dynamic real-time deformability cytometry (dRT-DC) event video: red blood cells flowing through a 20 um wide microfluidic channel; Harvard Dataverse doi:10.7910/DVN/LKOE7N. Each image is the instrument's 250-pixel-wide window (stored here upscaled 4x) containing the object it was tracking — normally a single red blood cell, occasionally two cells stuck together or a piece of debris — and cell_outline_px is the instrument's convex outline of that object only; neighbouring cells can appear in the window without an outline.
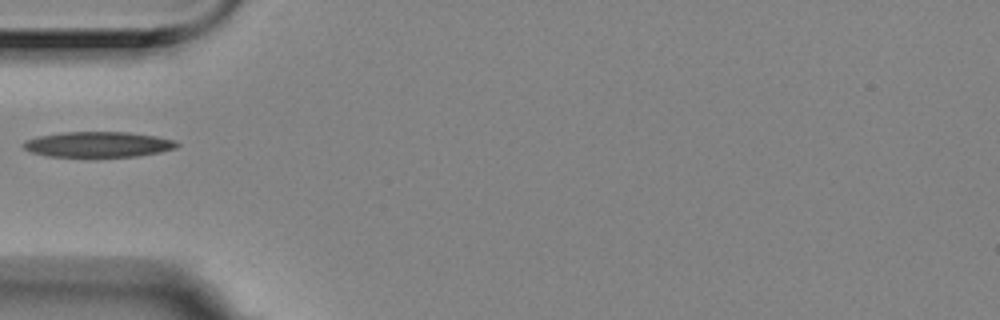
{"species": "Egyptian fruit bat (a non-hibernating species)", "species_latin": "Rousettus aegyptiacus", "temperature_condition": "room temperature", "stored_images_in_passage": 38, "camera_frame_rate_fps": 3000, "um_per_image_px": 0.085, "animal": {"sex": "female"}, "frame": {"image": 1, "passage_image": 1, "time_ms": 0.0, "image_size_px": [1000, 320], "cell_outline_px": [[180, 144], [176, 148], [160, 152], [136, 156], [48, 156], [32, 152], [24, 148], [20, 144], [24, 140], [40, 136], [60, 132], [128, 132], [156, 136], [176, 140]], "centroid_in_image_um": [8.35, 12.26], "position_along_channel_um": 76.6, "area_um2": 22.72}}
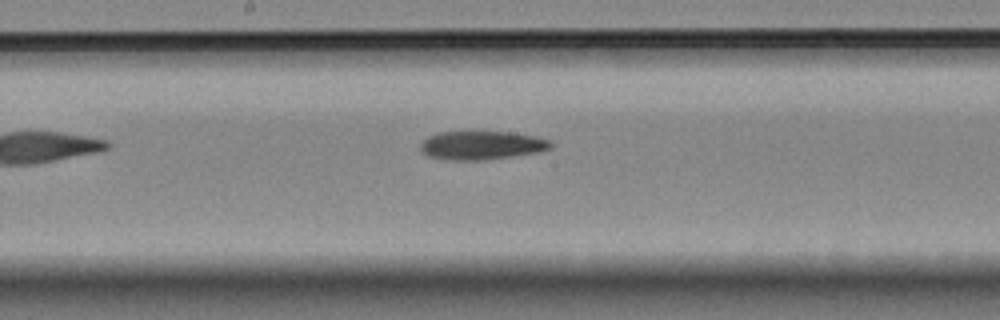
{"frame": {"image": 2, "passage_image": 12, "time_ms": 3.667, "image_size_px": [1000, 320], "cell_outline_px": [[552, 148], [536, 152], [484, 160], [448, 160], [428, 156], [420, 148], [420, 144], [428, 136], [436, 132], [516, 132], [536, 136], [548, 140], [552, 144]], "centroid_in_image_um": [40.92, 12.34], "position_along_channel_um": 207.3, "area_um2": 21.62}}
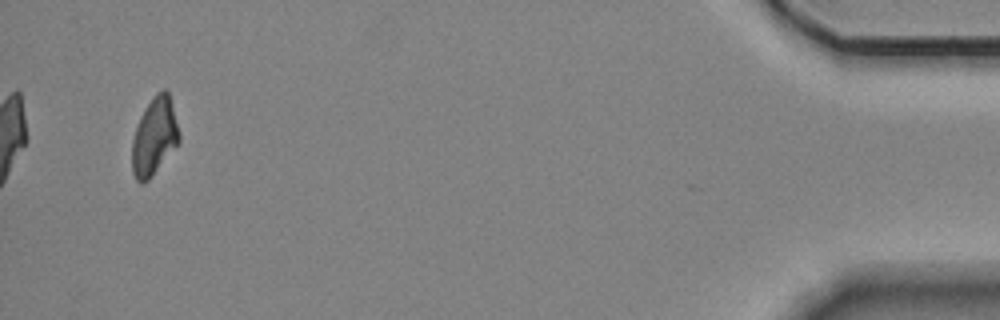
{"frame": {"image": 3, "passage_image": 37, "time_ms": 12.0, "image_size_px": [1000, 320], "cell_outline_px": [[180, 140], [152, 176], [144, 184], [140, 184], [136, 180], [132, 172], [132, 140], [140, 116], [144, 108], [152, 96], [156, 92], [164, 88], [168, 88], [180, 136]], "centroid_in_image_um": [13.1, 11.58], "position_along_channel_um": 422.1, "area_um2": 21.33}}